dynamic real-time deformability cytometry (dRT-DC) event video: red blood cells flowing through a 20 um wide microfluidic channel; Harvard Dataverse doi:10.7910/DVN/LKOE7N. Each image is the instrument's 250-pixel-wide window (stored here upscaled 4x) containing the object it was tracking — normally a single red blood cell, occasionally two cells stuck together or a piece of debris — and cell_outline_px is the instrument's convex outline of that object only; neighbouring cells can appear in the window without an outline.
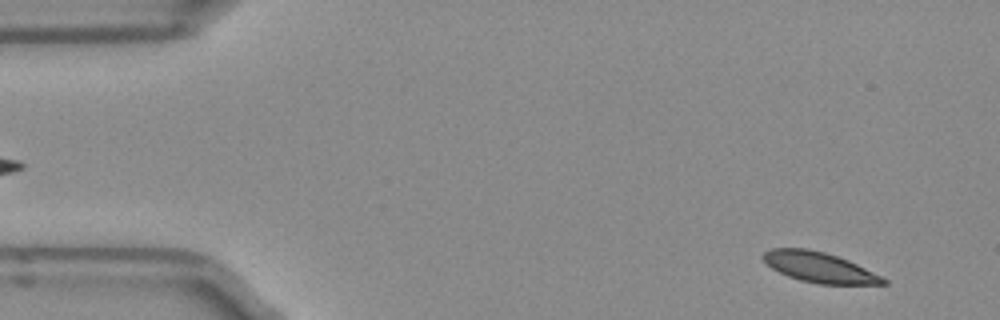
{"species": "Egyptian fruit bat (a non-hibernating species)", "species_latin": "Rousettus aegyptiacus", "temperature_condition": "room temperature", "stored_images_in_passage": 11, "camera_frame_rate_fps": 3000, "um_per_image_px": 0.085, "frame": {"image": 1, "passage_image": 3, "time_ms": 0.667, "image_size_px": [1000, 320], "cell_outline_px": [[888, 284], [820, 284], [800, 280], [788, 276], [772, 268], [760, 256], [764, 252], [772, 248], [808, 248], [824, 252], [848, 260], [888, 280]], "centroid_in_image_um": [69.61, 22.71], "position_along_channel_um": 15.4, "area_um2": 20.92}}